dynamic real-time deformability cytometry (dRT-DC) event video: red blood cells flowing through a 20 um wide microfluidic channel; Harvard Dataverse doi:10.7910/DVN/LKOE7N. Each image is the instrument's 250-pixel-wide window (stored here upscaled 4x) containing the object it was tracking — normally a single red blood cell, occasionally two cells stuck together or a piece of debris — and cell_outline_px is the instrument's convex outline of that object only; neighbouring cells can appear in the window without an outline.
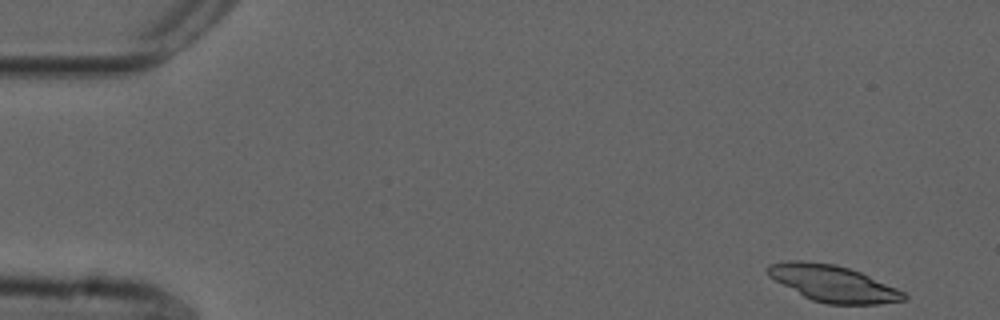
{"species": "common noctule bat (a hibernating species)", "species_latin": "Nyctalus noctula", "temperature_condition": "cold", "stored_images_in_passage": 52, "camera_frame_rate_fps": 3000, "um_per_image_px": 0.085, "animal": {"sex": "male", "forearm_length_mm": 52.5}, "frame": {"image": 1, "passage_image": 1, "time_ms": 0.0, "image_size_px": [1000, 320], "cell_outline_px": [[908, 300], [876, 304], [828, 304], [812, 300], [804, 296], [768, 276], [764, 268], [768, 264], [784, 260], [804, 260], [836, 264], [860, 272], [896, 288], [904, 292], [908, 296]], "centroid_in_image_um": [70.77, 24.08], "position_along_channel_um": 14.2, "area_um2": 28.96}}